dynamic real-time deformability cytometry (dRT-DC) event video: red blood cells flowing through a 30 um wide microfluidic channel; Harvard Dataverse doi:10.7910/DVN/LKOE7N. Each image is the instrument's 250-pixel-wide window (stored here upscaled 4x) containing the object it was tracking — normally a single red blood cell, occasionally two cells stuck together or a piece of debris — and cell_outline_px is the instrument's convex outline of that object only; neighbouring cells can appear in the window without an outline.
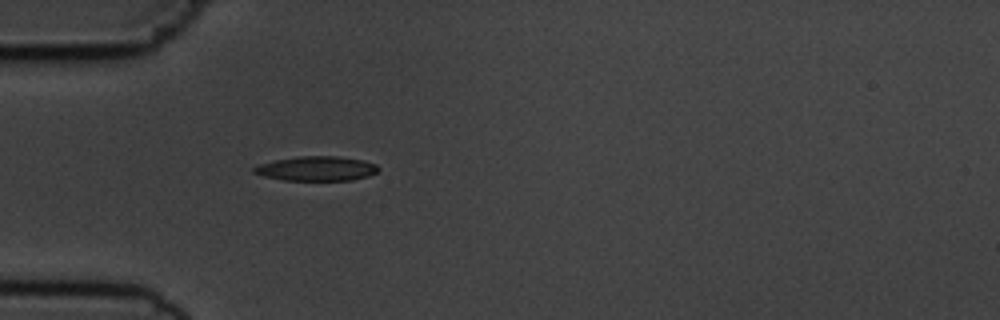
{"species": "common noctule bat (a hibernating species)", "species_latin": "Nyctalus noctula", "temperature_condition": "cold", "stored_images_in_passage": 43, "camera_frame_rate_fps": 3000, "um_per_image_px": 0.085, "animal": {"sex": "male", "body_mass_g": 19.5, "forearm_length_mm": 54.6}, "frame": {"image": 1, "passage_image": 5, "time_ms": 1.333, "image_size_px": [1000, 320], "cell_outline_px": [[380, 168], [376, 172], [368, 176], [352, 180], [284, 180], [264, 176], [252, 172], [252, 168], [260, 164], [276, 160], [296, 156], [340, 156], [364, 160], [376, 164]], "centroid_in_image_um": [26.92, 14.32], "position_along_channel_um": 58.1, "area_um2": 17.8}}
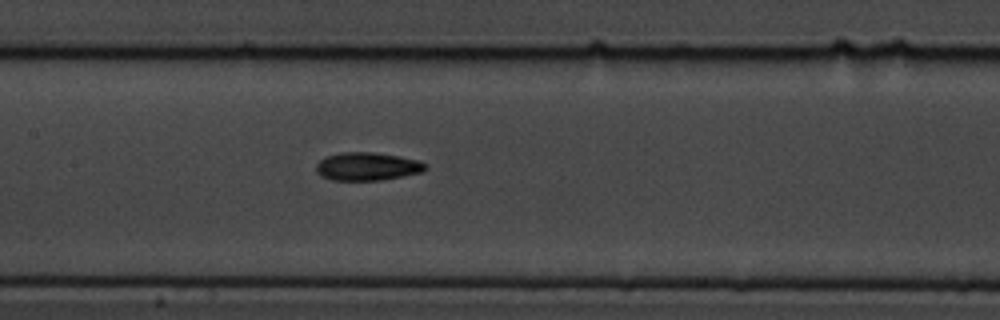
{"frame": {"image": 2, "passage_image": 15, "time_ms": 4.667, "image_size_px": [1000, 320], "cell_outline_px": [[428, 168], [424, 172], [380, 180], [332, 180], [320, 176], [316, 172], [316, 164], [324, 156], [340, 152], [372, 152], [400, 156], [420, 160], [428, 164]], "centroid_in_image_um": [31.23, 14.14], "position_along_channel_um": 176.2, "area_um2": 18.21}}
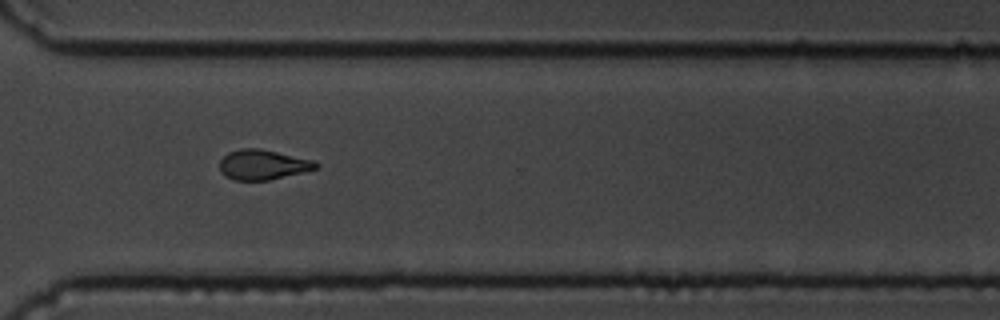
{"frame": {"image": 3, "passage_image": 29, "time_ms": 9.333, "image_size_px": [1000, 320], "cell_outline_px": [[320, 164], [316, 168], [268, 180], [232, 180], [224, 176], [220, 172], [220, 160], [228, 152], [240, 148], [260, 148], [312, 160]], "centroid_in_image_um": [22.27, 13.99], "position_along_channel_um": 348.3, "area_um2": 16.65}, "authors_computed_cell_mechanics": {"area_um2": 16.9932, "velocity_mm_per_s": 3.6911, "shape_relaxation_time_tau1_ms": 4.3242, "shape_relaxation_time_tau2_ms": 2.1803, "deformation_change_tau1": 0.1643, "deformation_change_tau2": 0.08}}